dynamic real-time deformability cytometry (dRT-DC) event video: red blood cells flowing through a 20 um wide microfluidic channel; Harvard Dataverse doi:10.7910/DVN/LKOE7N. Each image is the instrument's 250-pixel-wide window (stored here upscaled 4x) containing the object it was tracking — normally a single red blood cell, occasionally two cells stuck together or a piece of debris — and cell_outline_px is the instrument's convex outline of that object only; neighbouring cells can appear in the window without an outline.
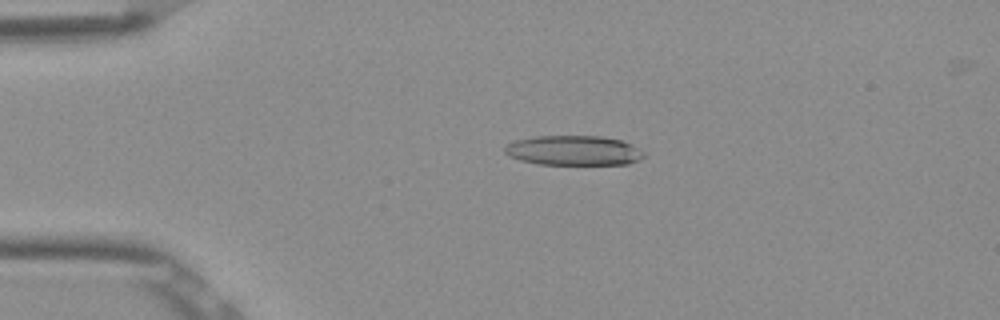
{"species": "Egyptian fruit bat (a non-hibernating species)", "species_latin": "Rousettus aegyptiacus", "temperature_condition": "room temperature", "stored_images_in_passage": 5, "camera_frame_rate_fps": 3000, "um_per_image_px": 0.085, "frame": {"image": 1, "passage_image": 3, "time_ms": 0.667, "image_size_px": [1000, 320], "cell_outline_px": [[644, 156], [640, 160], [628, 164], [540, 164], [520, 160], [508, 156], [504, 152], [504, 148], [508, 144], [516, 140], [536, 136], [600, 136], [620, 140], [632, 144], [644, 152]], "centroid_in_image_um": [48.76, 12.79], "position_along_channel_um": 36.2, "area_um2": 24.1}}
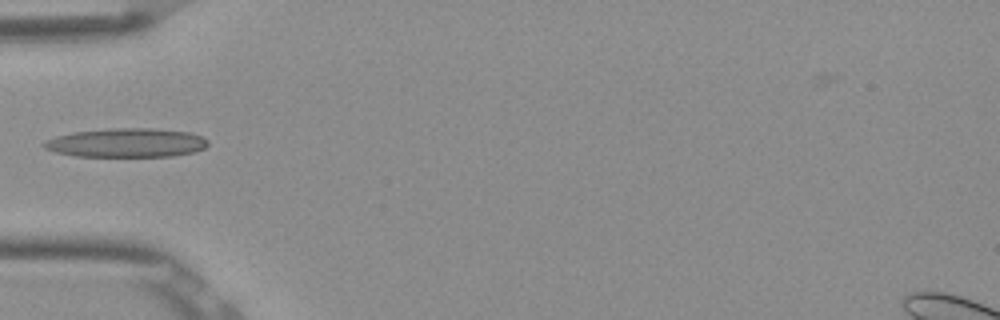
{"frame": {"image": 2, "passage_image": 5, "time_ms": 1.333, "image_size_px": [1000, 320], "cell_outline_px": [[208, 144], [204, 148], [196, 152], [172, 156], [76, 156], [56, 152], [44, 148], [40, 144], [44, 140], [56, 136], [72, 132], [108, 128], [152, 128], [188, 132], [204, 136], [208, 140]], "centroid_in_image_um": [10.74, 12.13], "position_along_channel_um": 74.3, "area_um2": 27.92}}